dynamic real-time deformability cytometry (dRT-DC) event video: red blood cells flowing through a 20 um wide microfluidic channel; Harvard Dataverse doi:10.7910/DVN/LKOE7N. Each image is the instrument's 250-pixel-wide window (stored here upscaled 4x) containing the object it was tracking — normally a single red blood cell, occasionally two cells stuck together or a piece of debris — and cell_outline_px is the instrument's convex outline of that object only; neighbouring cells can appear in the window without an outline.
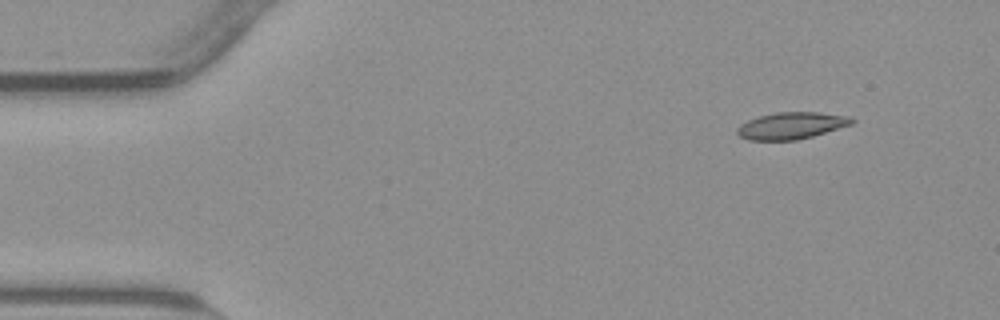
{"species": "common noctule bat (a hibernating species)", "species_latin": "Nyctalus noctula", "temperature_condition": "warm", "stored_images_in_passage": 49, "camera_frame_rate_fps": 3000, "um_per_image_px": 0.085, "animal": {"sex": "male", "body_mass_g": 23.1, "forearm_length_mm": 52.7}, "frame": {"image": 1, "passage_image": 1, "time_ms": 0.0, "image_size_px": [1000, 320], "cell_outline_px": [[856, 120], [852, 124], [812, 136], [796, 140], [748, 140], [740, 136], [736, 132], [736, 128], [740, 124], [748, 120], [760, 116], [776, 112], [820, 112], [852, 116]], "centroid_in_image_um": [67.28, 10.67], "position_along_channel_um": 17.7, "area_um2": 17.98}}
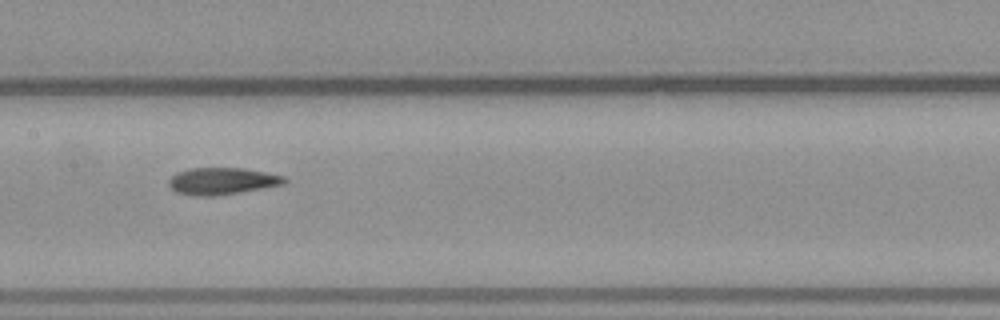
{"frame": {"image": 2, "passage_image": 22, "time_ms": 7.0, "image_size_px": [1000, 320], "cell_outline_px": [[288, 180], [284, 184], [216, 196], [196, 196], [176, 192], [168, 184], [168, 180], [176, 172], [188, 168], [244, 168], [284, 176]], "centroid_in_image_um": [18.84, 15.39], "position_along_channel_um": 188.6, "area_um2": 18.09}}
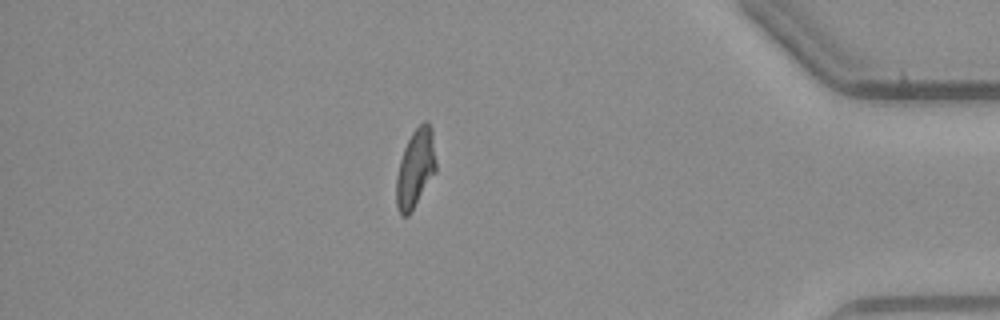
{"frame": {"image": 3, "passage_image": 42, "time_ms": 13.667, "image_size_px": [1000, 320], "cell_outline_px": [[436, 172], [408, 216], [400, 216], [396, 204], [396, 176], [400, 160], [404, 148], [412, 132], [424, 120], [428, 120], [432, 128], [436, 160]], "centroid_in_image_um": [35.31, 14.29], "position_along_channel_um": 399.9, "area_um2": 18.26}, "authors_computed_cell_mechanics": {"area_um2": 18.0914, "velocity_mm_per_s": 3.8231, "shape_relaxation_time_tau1_ms": null, "shape_relaxation_time_tau2_ms": 3.4905, "deformation_change_tau1": null, "deformation_change_tau2": 0.1051}}